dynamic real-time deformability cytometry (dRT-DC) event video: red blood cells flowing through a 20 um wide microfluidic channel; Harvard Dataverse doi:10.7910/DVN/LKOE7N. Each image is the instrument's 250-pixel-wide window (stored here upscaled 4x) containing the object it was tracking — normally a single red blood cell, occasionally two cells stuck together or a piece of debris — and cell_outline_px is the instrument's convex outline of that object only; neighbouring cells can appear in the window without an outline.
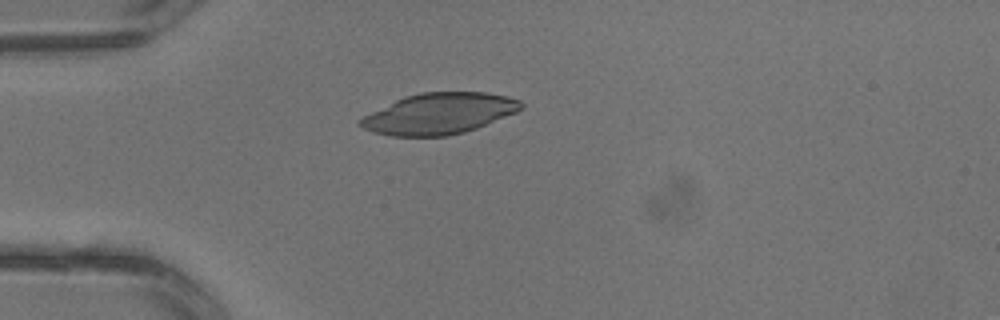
{"species": "common noctule bat (a hibernating species)", "species_latin": "Nyctalus noctula", "temperature_condition": "warm", "stored_images_in_passage": 2, "camera_frame_rate_fps": 3000, "um_per_image_px": 0.085, "animal": {"sex": "male", "body_mass_g": 13.3}, "frame": {"image": 1, "passage_image": 2, "time_ms": 0.333, "image_size_px": [1000, 320], "cell_outline_px": [[524, 108], [516, 112], [476, 128], [464, 132], [448, 136], [388, 136], [372, 132], [356, 124], [356, 120], [404, 96], [420, 92], [484, 92], [508, 96], [520, 100], [524, 104]], "centroid_in_image_um": [37.31, 9.66], "position_along_channel_um": 47.7, "area_um2": 38.44}}